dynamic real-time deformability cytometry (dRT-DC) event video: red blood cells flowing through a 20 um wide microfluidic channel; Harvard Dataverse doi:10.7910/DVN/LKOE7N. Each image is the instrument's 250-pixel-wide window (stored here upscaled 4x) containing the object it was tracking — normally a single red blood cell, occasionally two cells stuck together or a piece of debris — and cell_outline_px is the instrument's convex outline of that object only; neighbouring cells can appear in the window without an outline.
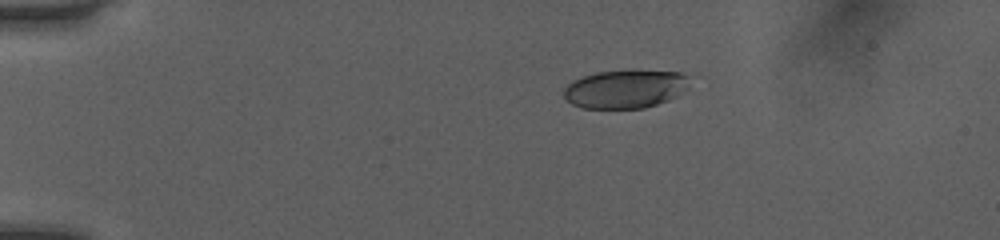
{"species": "human", "species_latin": "Homo sapiens", "temperature_condition": "room temperature", "stored_images_in_passage": 42, "camera_frame_rate_fps": 3000, "um_per_image_px": 0.085, "donor": {"sex": "female"}, "frame": {"image": 1, "passage_image": 1, "time_ms": 0.0, "image_size_px": [1000, 240], "cell_outline_px": [[704, 76], [676, 96], [668, 100], [644, 108], [580, 108], [572, 104], [564, 96], [564, 88], [572, 80], [596, 72], [632, 68], [680, 72]], "centroid_in_image_um": [53.33, 7.5], "position_along_channel_um": 31.7, "area_um2": 29.59}}
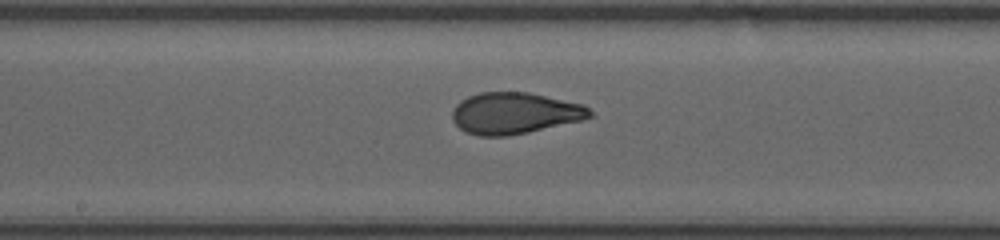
{"frame": {"image": 2, "passage_image": 19, "time_ms": 6.0, "image_size_px": [1000, 240], "cell_outline_px": [[596, 116], [580, 120], [528, 132], [508, 136], [480, 136], [464, 132], [452, 120], [452, 108], [460, 100], [468, 96], [480, 92], [528, 92], [584, 104]], "centroid_in_image_um": [43.72, 9.62], "position_along_channel_um": 204.5, "area_um2": 33.35}}
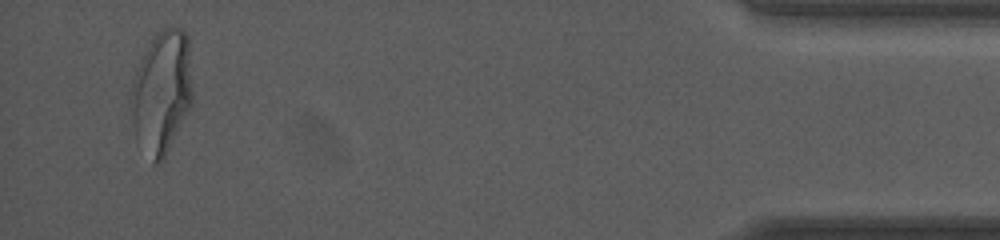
{"frame": {"image": 3, "passage_image": 40, "time_ms": 13.0, "image_size_px": [1000, 240], "cell_outline_px": [[192, 104], [160, 164], [152, 164], [136, 140], [132, 116], [132, 84], [140, 60], [152, 32], [164, 28], [180, 28], [188, 36], [192, 92]], "centroid_in_image_um": [13.74, 7.8], "position_along_channel_um": 421.5, "area_um2": 44.04}, "authors_computed_cell_mechanics": {"area_um2": 33.1772, "velocity_mm_per_s": 4.0683, "shape_relaxation_time_tau1_ms": 3.4095, "shape_relaxation_time_tau2_ms": 0.794, "deformation_change_tau1": 0.1874, "deformation_change_tau2": 0.0745}}